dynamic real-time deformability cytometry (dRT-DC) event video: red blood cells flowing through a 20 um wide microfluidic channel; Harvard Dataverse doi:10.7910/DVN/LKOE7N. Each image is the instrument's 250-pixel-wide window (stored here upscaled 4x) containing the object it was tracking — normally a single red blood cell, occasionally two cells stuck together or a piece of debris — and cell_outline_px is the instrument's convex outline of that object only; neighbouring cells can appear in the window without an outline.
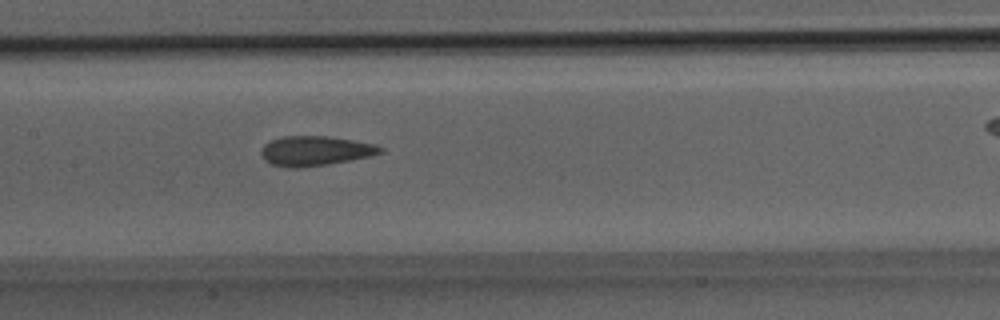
{"species": "Egyptian fruit bat (a non-hibernating species)", "species_latin": "Rousettus aegyptiacus", "temperature_condition": "room temperature", "stored_images_in_passage": 10, "segment_of_instrument_passage": [1, 2], "camera_frame_rate_fps": 3000, "um_per_image_px": 0.085, "animal": {"sex": "male"}, "frame": {"image": 1, "passage_image": 9, "time_ms": 2.667, "image_size_px": [1000, 320], "cell_outline_px": [[384, 152], [352, 160], [328, 164], [296, 168], [288, 168], [272, 164], [264, 160], [260, 152], [260, 148], [264, 144], [272, 140], [284, 136], [328, 136], [376, 144], [384, 148]], "centroid_in_image_um": [26.78, 12.82], "position_along_channel_um": 180.6, "area_um2": 20.69}}